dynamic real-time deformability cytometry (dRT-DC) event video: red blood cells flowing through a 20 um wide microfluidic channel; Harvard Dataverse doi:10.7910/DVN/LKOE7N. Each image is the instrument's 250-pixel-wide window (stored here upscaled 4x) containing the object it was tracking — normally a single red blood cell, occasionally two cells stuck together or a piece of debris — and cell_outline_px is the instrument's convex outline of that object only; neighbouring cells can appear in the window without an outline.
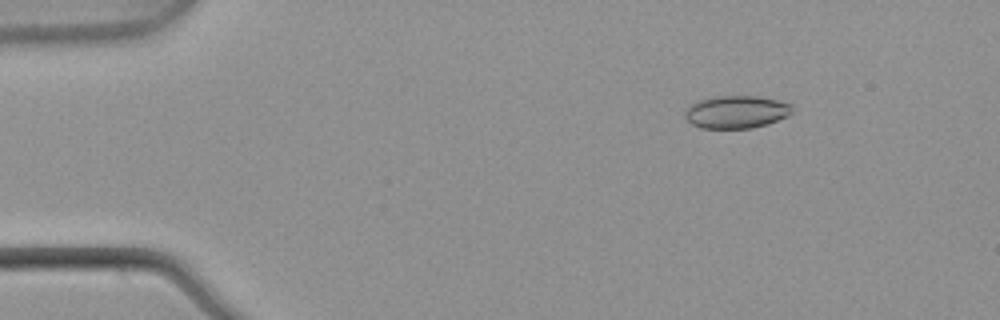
{"species": "common noctule bat (a hibernating species)", "species_latin": "Nyctalus noctula", "temperature_condition": "warm", "stored_images_in_passage": 5, "camera_frame_rate_fps": 3000, "um_per_image_px": 0.085, "animal": {"sex": "male", "body_mass_g": 21.5, "forearm_length_mm": 52.0}, "frame": {"image": 1, "passage_image": 3, "time_ms": 0.667, "image_size_px": [1000, 320], "cell_outline_px": [[792, 112], [788, 116], [768, 124], [752, 128], [700, 128], [692, 124], [684, 116], [684, 112], [692, 104], [700, 100], [716, 96], [756, 96], [780, 100], [792, 104]], "centroid_in_image_um": [62.62, 9.52], "position_along_channel_um": 22.4, "area_um2": 20.46}}
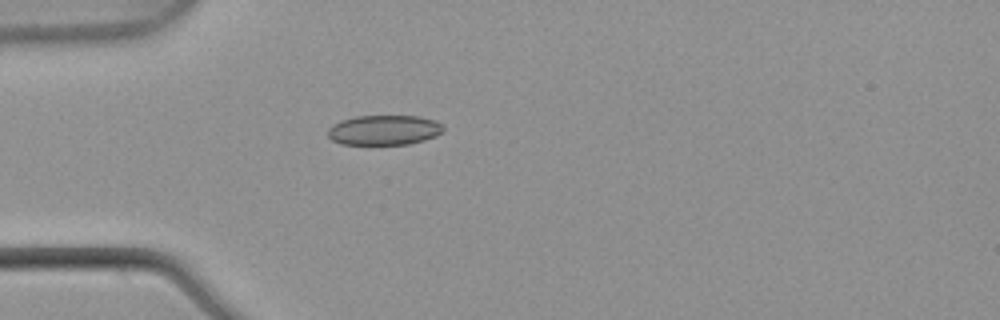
{"frame": {"image": 2, "passage_image": 5, "time_ms": 1.333, "image_size_px": [1000, 320], "cell_outline_px": [[444, 128], [436, 136], [424, 140], [408, 144], [340, 144], [332, 140], [328, 136], [328, 128], [332, 124], [340, 120], [356, 116], [416, 116], [436, 120]], "centroid_in_image_um": [32.61, 11.05], "position_along_channel_um": 52.4, "area_um2": 20.11}}